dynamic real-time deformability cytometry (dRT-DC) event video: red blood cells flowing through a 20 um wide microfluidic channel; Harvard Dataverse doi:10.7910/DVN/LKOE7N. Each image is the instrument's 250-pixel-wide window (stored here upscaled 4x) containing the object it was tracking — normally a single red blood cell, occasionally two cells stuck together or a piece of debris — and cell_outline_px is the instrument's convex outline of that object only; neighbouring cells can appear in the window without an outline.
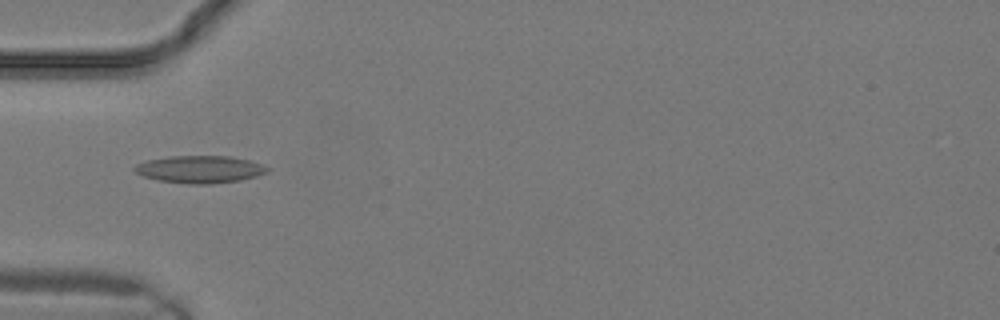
{"species": "common noctule bat (a hibernating species)", "species_latin": "Nyctalus noctula", "temperature_condition": "warm", "stored_images_in_passage": 10, "camera_frame_rate_fps": 3000, "um_per_image_px": 0.085, "animal": {"sex": "male", "body_mass_g": 19.2, "forearm_length_mm": 51.8}, "frame": {"image": 1, "passage_image": 9, "time_ms": 2.667, "image_size_px": [1000, 320], "cell_outline_px": [[272, 168], [268, 172], [256, 176], [240, 180], [212, 184], [188, 184], [160, 180], [144, 176], [136, 172], [132, 168], [136, 164], [148, 160], [172, 156], [232, 156], [248, 160]], "centroid_in_image_um": [17.02, 14.39], "position_along_channel_um": 68.0, "area_um2": 21.1}}